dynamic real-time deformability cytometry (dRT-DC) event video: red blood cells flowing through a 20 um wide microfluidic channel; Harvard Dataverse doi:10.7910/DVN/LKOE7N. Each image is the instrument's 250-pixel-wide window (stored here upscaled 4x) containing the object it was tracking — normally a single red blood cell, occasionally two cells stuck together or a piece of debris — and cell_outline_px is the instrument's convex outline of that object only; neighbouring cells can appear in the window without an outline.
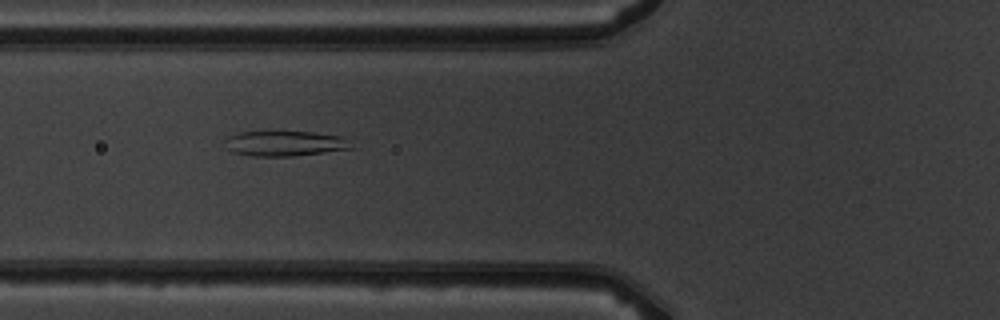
{"species": "common noctule bat (a hibernating species)", "species_latin": "Nyctalus noctula", "temperature_condition": "warm", "stored_images_in_passage": 9, "camera_frame_rate_fps": 3000, "um_per_image_px": 0.085, "animal": {"sex": "male", "body_mass_g": 19.5, "forearm_length_mm": 54.6}, "frame": {"image": 1, "passage_image": 6, "time_ms": 5.667, "image_size_px": [1000, 320], "cell_outline_px": [[356, 148], [292, 156], [252, 156], [232, 152], [228, 148], [224, 140], [228, 136], [240, 132], [312, 132], [340, 136]], "centroid_in_image_um": [24.19, 12.2], "position_along_channel_um": 101.6, "area_um2": 18.32}}
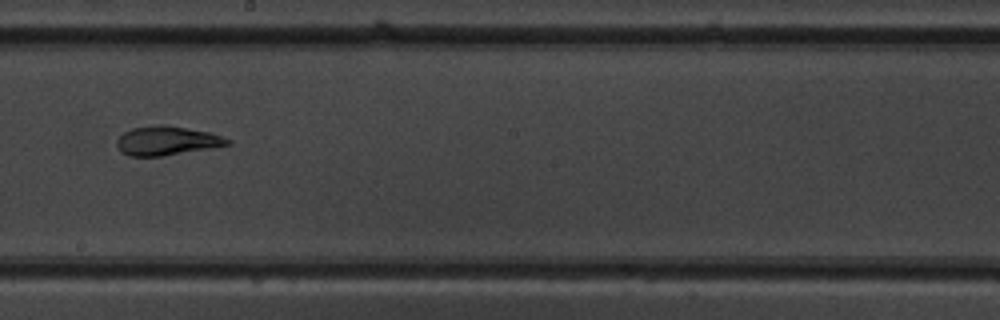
{"frame": {"image": 2, "passage_image": 9, "time_ms": 9.0, "image_size_px": [1000, 320], "cell_outline_px": [[232, 144], [160, 156], [128, 156], [120, 152], [116, 144], [116, 140], [124, 132], [132, 128], [152, 124], [164, 124], [212, 132], [232, 140]], "centroid_in_image_um": [14.17, 11.94], "position_along_channel_um": 234.0, "area_um2": 18.9}}